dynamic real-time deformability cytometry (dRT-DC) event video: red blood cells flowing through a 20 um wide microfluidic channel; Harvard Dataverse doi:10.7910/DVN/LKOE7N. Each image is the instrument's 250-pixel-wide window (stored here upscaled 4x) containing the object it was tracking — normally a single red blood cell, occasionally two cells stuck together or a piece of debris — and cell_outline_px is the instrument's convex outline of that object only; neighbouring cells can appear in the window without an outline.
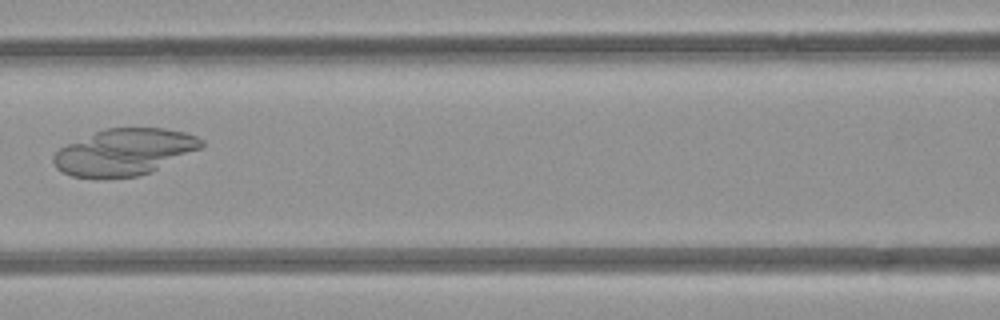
{"species": "common noctule bat (a hibernating species)", "species_latin": "Nyctalus noctula", "temperature_condition": "room temperature", "stored_images_in_passage": 6, "camera_frame_rate_fps": 3000, "um_per_image_px": 0.085, "animal": {"sex": "female", "body_mass_g": 21.9}, "frame": {"image": 1, "passage_image": 5, "time_ms": 4.667, "image_size_px": [1000, 320], "cell_outline_px": [[204, 144], [200, 148], [152, 172], [136, 176], [96, 180], [72, 176], [56, 168], [52, 160], [52, 156], [60, 148], [68, 144], [104, 128], [164, 128], [184, 132], [196, 136], [204, 140]], "centroid_in_image_um": [10.55, 12.95], "position_along_channel_um": 156.1, "area_um2": 40.29}}
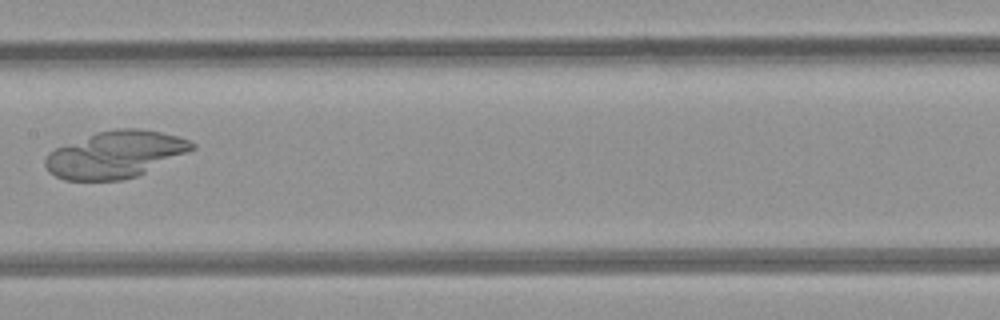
{"frame": {"image": 2, "passage_image": 6, "time_ms": 5.667, "image_size_px": [1000, 320], "cell_outline_px": [[196, 148], [188, 152], [136, 176], [124, 180], [64, 180], [48, 172], [44, 164], [44, 160], [48, 152], [56, 148], [96, 132], [116, 128], [140, 128], [160, 132], [176, 136], [188, 140], [196, 144]], "centroid_in_image_um": [9.78, 13.13], "position_along_channel_um": 197.6, "area_um2": 39.88}}